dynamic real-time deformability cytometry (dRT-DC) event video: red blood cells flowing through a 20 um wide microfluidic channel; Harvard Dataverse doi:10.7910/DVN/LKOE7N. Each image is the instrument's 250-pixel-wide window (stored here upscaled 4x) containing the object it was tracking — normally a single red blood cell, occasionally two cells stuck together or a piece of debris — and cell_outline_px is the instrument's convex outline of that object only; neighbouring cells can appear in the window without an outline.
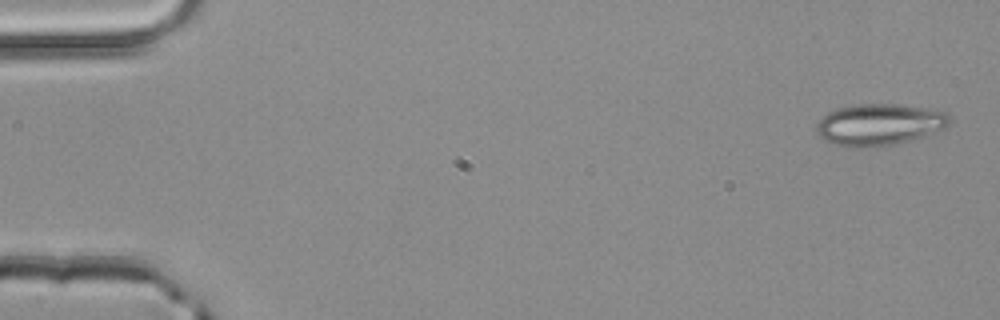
{"species": "common noctule bat (a hibernating species)", "species_latin": "Nyctalus noctula", "temperature_condition": "room temperature", "stored_images_in_passage": 3, "camera_frame_rate_fps": 3000, "um_per_image_px": 0.085, "animal": {"sex": "male", "body_mass_g": 20.4}, "frame": {"image": 1, "passage_image": 1, "time_ms": 0.0, "image_size_px": [1000, 320], "cell_outline_px": [[952, 120], [944, 128], [896, 144], [868, 148], [848, 148], [832, 144], [824, 140], [816, 132], [816, 124], [828, 112], [840, 108], [856, 104], [896, 104], [924, 108], [948, 112]], "centroid_in_image_um": [74.7, 10.6], "position_along_channel_um": 10.3, "area_um2": 32.25}}